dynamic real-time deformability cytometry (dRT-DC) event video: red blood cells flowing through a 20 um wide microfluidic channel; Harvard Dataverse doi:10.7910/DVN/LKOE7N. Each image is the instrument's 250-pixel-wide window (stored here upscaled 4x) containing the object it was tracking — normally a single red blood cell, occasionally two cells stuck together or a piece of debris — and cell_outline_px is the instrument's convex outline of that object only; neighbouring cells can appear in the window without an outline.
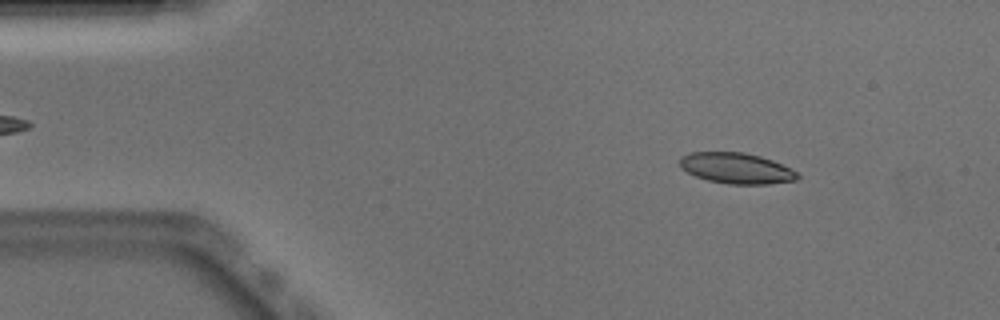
{"species": "Egyptian fruit bat (a non-hibernating species)", "species_latin": "Rousettus aegyptiacus", "temperature_condition": "warm", "stored_images_in_passage": 50, "camera_frame_rate_fps": 3000, "um_per_image_px": 0.085, "animal": {"sex": "male"}, "frame": {"image": 1, "passage_image": 6, "time_ms": 1.667, "image_size_px": [1000, 320], "cell_outline_px": [[800, 176], [796, 180], [768, 184], [728, 184], [708, 180], [696, 176], [680, 168], [680, 156], [692, 152], [744, 152], [760, 156], [772, 160], [792, 168]], "centroid_in_image_um": [62.6, 14.29], "position_along_channel_um": 22.4, "area_um2": 21.15}}
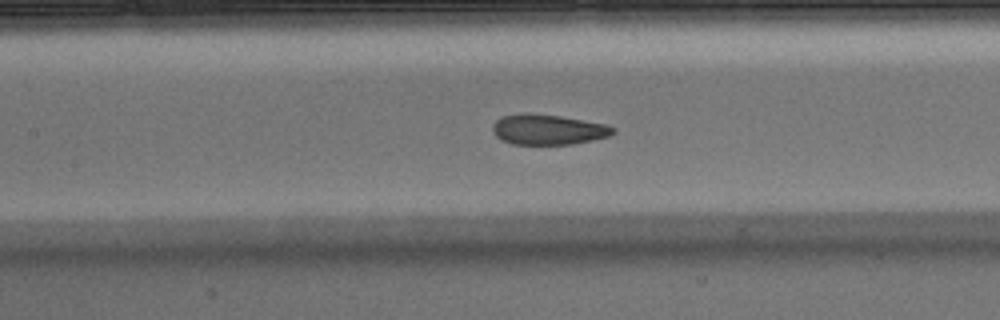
{"frame": {"image": 2, "passage_image": 22, "time_ms": 7.0, "image_size_px": [1000, 320], "cell_outline_px": [[616, 132], [608, 136], [592, 140], [572, 144], [512, 144], [500, 140], [492, 132], [492, 124], [496, 120], [504, 116], [560, 116], [608, 124], [616, 128]], "centroid_in_image_um": [46.64, 11.05], "position_along_channel_um": 160.8, "area_um2": 20.63}}
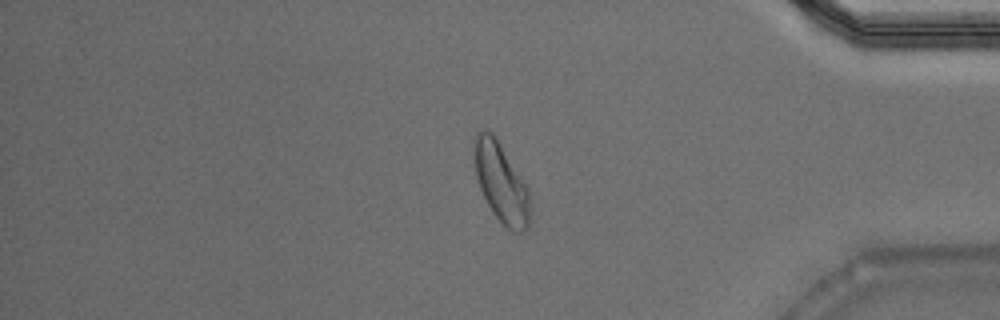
{"frame": {"image": 3, "passage_image": 42, "time_ms": 13.667, "image_size_px": [1000, 320], "cell_outline_px": [[528, 228], [520, 232], [512, 232], [492, 212], [480, 188], [476, 176], [472, 148], [472, 140], [476, 132], [484, 128], [492, 132], [496, 136], [528, 188]], "centroid_in_image_um": [42.53, 15.43], "position_along_channel_um": 392.7, "area_um2": 25.78}, "authors_computed_cell_mechanics": {"area_um2": 21.9929, "velocity_mm_per_s": 3.9047, "shape_relaxation_time_tau1_ms": 4.473, "shape_relaxation_time_tau2_ms": 0.8192, "deformation_change_tau1": 0.1384, "deformation_change_tau2": 0.0579}}